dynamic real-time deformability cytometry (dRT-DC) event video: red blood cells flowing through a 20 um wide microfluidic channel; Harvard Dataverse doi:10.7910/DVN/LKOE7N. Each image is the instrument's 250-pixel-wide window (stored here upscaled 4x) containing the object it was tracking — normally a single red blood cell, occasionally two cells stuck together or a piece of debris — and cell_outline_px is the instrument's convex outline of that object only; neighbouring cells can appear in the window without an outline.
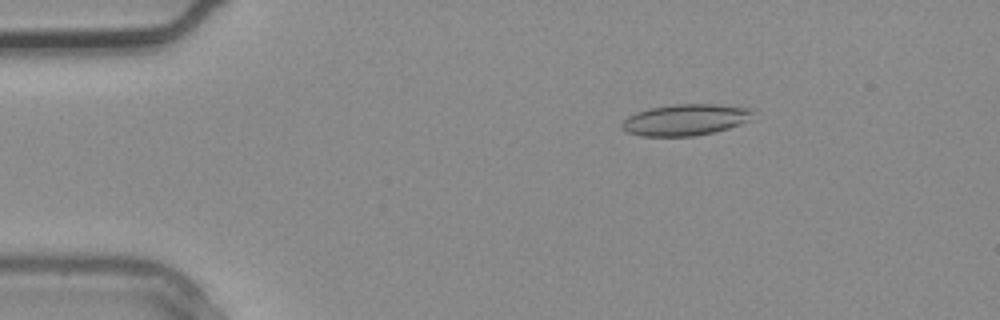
{"species": "common noctule bat (a hibernating species)", "species_latin": "Nyctalus noctula", "temperature_condition": "warm", "stored_images_in_passage": 3, "camera_frame_rate_fps": 3000, "um_per_image_px": 0.085, "animal": {"sex": "male", "body_mass_g": 20.4}, "frame": {"image": 1, "passage_image": 2, "time_ms": 0.333, "image_size_px": [1000, 320], "cell_outline_px": [[756, 108], [752, 120], [728, 128], [712, 132], [692, 136], [644, 136], [628, 132], [620, 128], [620, 124], [628, 116], [636, 112], [652, 108], [676, 104], [716, 104]], "centroid_in_image_um": [58.32, 10.17], "position_along_channel_um": 26.7, "area_um2": 24.04}}